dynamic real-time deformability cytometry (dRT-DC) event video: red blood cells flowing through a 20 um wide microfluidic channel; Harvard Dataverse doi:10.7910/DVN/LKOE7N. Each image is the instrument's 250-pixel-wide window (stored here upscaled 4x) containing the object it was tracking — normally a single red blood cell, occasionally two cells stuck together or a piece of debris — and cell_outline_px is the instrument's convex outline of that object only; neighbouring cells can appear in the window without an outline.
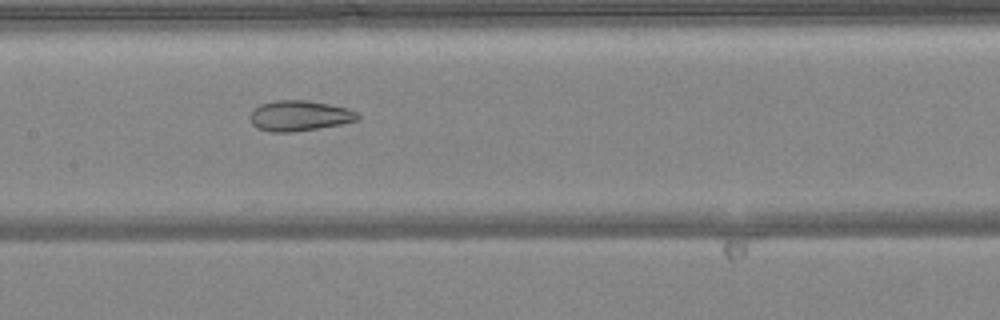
{"species": "common noctule bat (a hibernating species)", "species_latin": "Nyctalus noctula", "temperature_condition": "warm", "stored_images_in_passage": 50, "camera_frame_rate_fps": 3000, "um_per_image_px": 0.085, "animal": {"sex": "female", "body_mass_g": 24.6, "forearm_length_mm": 56.2}, "frame": {"image": 1, "passage_image": 24, "time_ms": 7.667, "image_size_px": [1000, 320], "cell_outline_px": [[360, 116], [356, 120], [340, 124], [292, 132], [268, 132], [256, 128], [252, 124], [248, 116], [260, 104], [276, 100], [304, 100], [328, 104], [348, 108], [356, 112]], "centroid_in_image_um": [25.4, 9.84], "position_along_channel_um": 182.0, "area_um2": 18.96}}
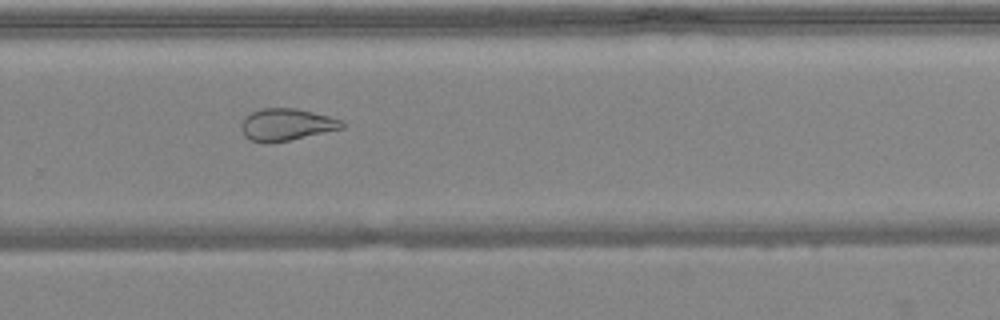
{"frame": {"image": 2, "passage_image": 33, "time_ms": 10.667, "image_size_px": [1000, 320], "cell_outline_px": [[344, 128], [288, 140], [268, 144], [264, 144], [252, 140], [244, 136], [240, 124], [244, 116], [260, 108], [296, 108], [328, 116], [340, 120], [344, 124]], "centroid_in_image_um": [24.29, 10.59], "position_along_channel_um": 305.5, "area_um2": 18.79}}
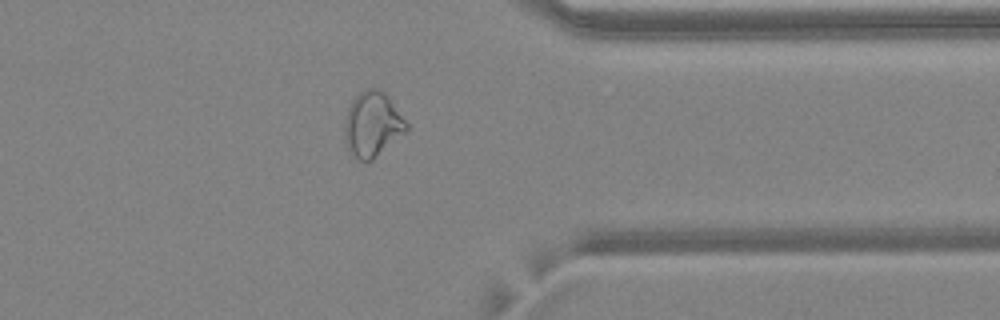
{"frame": {"image": 3, "passage_image": 39, "time_ms": 12.667, "image_size_px": [1000, 320], "cell_outline_px": [[408, 128], [404, 132], [372, 160], [356, 160], [348, 152], [344, 140], [344, 120], [348, 108], [352, 100], [364, 88], [376, 88], [384, 92], [388, 96], [408, 124]], "centroid_in_image_um": [31.6, 10.57], "position_along_channel_um": 379.8, "area_um2": 23.35}}